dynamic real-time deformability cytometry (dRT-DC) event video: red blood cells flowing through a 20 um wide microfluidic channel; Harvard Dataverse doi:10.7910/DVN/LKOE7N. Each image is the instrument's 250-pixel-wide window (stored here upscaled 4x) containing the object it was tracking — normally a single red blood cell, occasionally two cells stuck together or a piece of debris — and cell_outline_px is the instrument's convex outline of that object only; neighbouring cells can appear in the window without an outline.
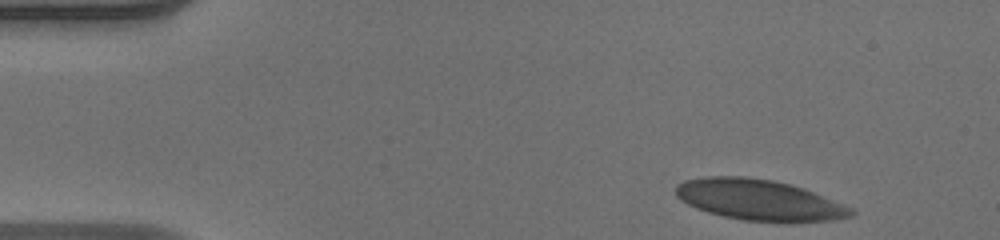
{"species": "human", "species_latin": "Homo sapiens", "temperature_condition": "warm", "stored_images_in_passage": 45, "camera_frame_rate_fps": 3000, "um_per_image_px": 0.085, "donor": {"sex": "male"}, "frame": {"image": 1, "passage_image": 1, "time_ms": 0.0, "image_size_px": [1000, 240], "cell_outline_px": [[856, 212], [852, 216], [832, 220], [788, 224], [780, 224], [744, 220], [724, 216], [708, 212], [696, 208], [680, 200], [676, 196], [676, 184], [684, 180], [708, 176], [744, 176], [772, 180], [788, 184], [812, 192], [852, 208]], "centroid_in_image_um": [64.52, 17.02], "position_along_channel_um": 20.5, "area_um2": 42.02}}
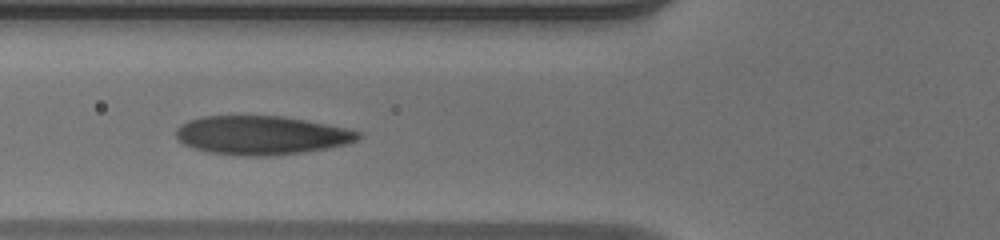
{"frame": {"image": 2, "passage_image": 14, "time_ms": 4.333, "image_size_px": [1000, 240], "cell_outline_px": [[360, 136], [356, 140], [348, 144], [328, 148], [304, 152], [268, 156], [244, 156], [208, 152], [192, 148], [184, 144], [176, 136], [176, 128], [180, 124], [188, 120], [200, 116], [284, 116], [348, 128], [360, 132]], "centroid_in_image_um": [22.21, 11.49], "position_along_channel_um": 103.6, "area_um2": 41.33}}
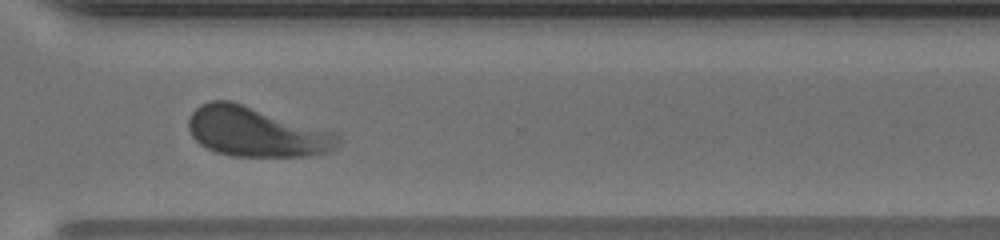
{"frame": {"image": 3, "passage_image": 32, "time_ms": 10.333, "image_size_px": [1000, 240], "cell_outline_px": [[340, 144], [336, 148], [328, 152], [312, 156], [232, 156], [216, 152], [200, 144], [192, 136], [188, 128], [188, 120], [192, 112], [200, 104], [212, 100], [232, 100], [332, 132], [340, 136]], "centroid_in_image_um": [21.76, 11.21], "position_along_channel_um": 348.8, "area_um2": 43.23}, "authors_computed_cell_mechanics": {"area_um2": 42.0784, "velocity_mm_per_s": 4.0906, "shape_relaxation_time_tau1_ms": 3.0419, "shape_relaxation_time_tau2_ms": null, "deformation_change_tau1": 0.1562, "deformation_change_tau2": null}}